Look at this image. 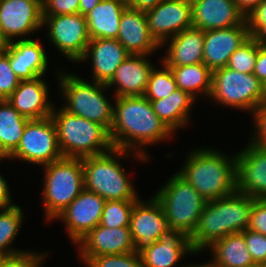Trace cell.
I'll return each mask as SVG.
<instances>
[{
    "mask_svg": "<svg viewBox=\"0 0 266 267\" xmlns=\"http://www.w3.org/2000/svg\"><path fill=\"white\" fill-rule=\"evenodd\" d=\"M109 133L114 148L146 158H151L144 151L146 145L161 143L173 134L145 96L115 97Z\"/></svg>",
    "mask_w": 266,
    "mask_h": 267,
    "instance_id": "6da1fadb",
    "label": "cell"
},
{
    "mask_svg": "<svg viewBox=\"0 0 266 267\" xmlns=\"http://www.w3.org/2000/svg\"><path fill=\"white\" fill-rule=\"evenodd\" d=\"M254 198L237 190L232 194L206 202L190 244L196 253L229 234L248 229Z\"/></svg>",
    "mask_w": 266,
    "mask_h": 267,
    "instance_id": "7a4b0ae2",
    "label": "cell"
},
{
    "mask_svg": "<svg viewBox=\"0 0 266 267\" xmlns=\"http://www.w3.org/2000/svg\"><path fill=\"white\" fill-rule=\"evenodd\" d=\"M177 173L198 191L206 202L228 196L236 188V155L198 148L188 153ZM228 157V158H227Z\"/></svg>",
    "mask_w": 266,
    "mask_h": 267,
    "instance_id": "3957f363",
    "label": "cell"
},
{
    "mask_svg": "<svg viewBox=\"0 0 266 267\" xmlns=\"http://www.w3.org/2000/svg\"><path fill=\"white\" fill-rule=\"evenodd\" d=\"M130 153L139 161L149 160L137 153L117 148L101 155L82 158L84 189L96 193L105 201H137L139 196L132 185L133 182L129 181L119 162V159L129 156Z\"/></svg>",
    "mask_w": 266,
    "mask_h": 267,
    "instance_id": "277c9868",
    "label": "cell"
},
{
    "mask_svg": "<svg viewBox=\"0 0 266 267\" xmlns=\"http://www.w3.org/2000/svg\"><path fill=\"white\" fill-rule=\"evenodd\" d=\"M63 157L84 158L112 150L109 131L102 125L68 113L63 108L51 113Z\"/></svg>",
    "mask_w": 266,
    "mask_h": 267,
    "instance_id": "5b68a950",
    "label": "cell"
},
{
    "mask_svg": "<svg viewBox=\"0 0 266 267\" xmlns=\"http://www.w3.org/2000/svg\"><path fill=\"white\" fill-rule=\"evenodd\" d=\"M59 89L66 103L62 107L68 113L96 122L110 131L113 120V104L104 91L106 84L88 81L76 74H57Z\"/></svg>",
    "mask_w": 266,
    "mask_h": 267,
    "instance_id": "8992f818",
    "label": "cell"
},
{
    "mask_svg": "<svg viewBox=\"0 0 266 267\" xmlns=\"http://www.w3.org/2000/svg\"><path fill=\"white\" fill-rule=\"evenodd\" d=\"M43 168L44 216L52 221L84 190L82 158L63 157Z\"/></svg>",
    "mask_w": 266,
    "mask_h": 267,
    "instance_id": "52a82bcc",
    "label": "cell"
},
{
    "mask_svg": "<svg viewBox=\"0 0 266 267\" xmlns=\"http://www.w3.org/2000/svg\"><path fill=\"white\" fill-rule=\"evenodd\" d=\"M154 196L164 210L168 228L190 238L206 205L201 194L175 173Z\"/></svg>",
    "mask_w": 266,
    "mask_h": 267,
    "instance_id": "ba28073f",
    "label": "cell"
},
{
    "mask_svg": "<svg viewBox=\"0 0 266 267\" xmlns=\"http://www.w3.org/2000/svg\"><path fill=\"white\" fill-rule=\"evenodd\" d=\"M263 83L254 74H243L229 67L212 71L209 98L221 106L247 110L254 114L261 104Z\"/></svg>",
    "mask_w": 266,
    "mask_h": 267,
    "instance_id": "9c48e42d",
    "label": "cell"
},
{
    "mask_svg": "<svg viewBox=\"0 0 266 267\" xmlns=\"http://www.w3.org/2000/svg\"><path fill=\"white\" fill-rule=\"evenodd\" d=\"M8 158L42 166L62 159L56 126L51 116L29 120L17 148Z\"/></svg>",
    "mask_w": 266,
    "mask_h": 267,
    "instance_id": "30bf717a",
    "label": "cell"
},
{
    "mask_svg": "<svg viewBox=\"0 0 266 267\" xmlns=\"http://www.w3.org/2000/svg\"><path fill=\"white\" fill-rule=\"evenodd\" d=\"M42 26L49 29V40L68 60L78 62L90 42L85 16L80 13L69 15L42 16Z\"/></svg>",
    "mask_w": 266,
    "mask_h": 267,
    "instance_id": "8fae6325",
    "label": "cell"
},
{
    "mask_svg": "<svg viewBox=\"0 0 266 267\" xmlns=\"http://www.w3.org/2000/svg\"><path fill=\"white\" fill-rule=\"evenodd\" d=\"M42 0H0V35L6 43L42 26Z\"/></svg>",
    "mask_w": 266,
    "mask_h": 267,
    "instance_id": "7c38bea8",
    "label": "cell"
},
{
    "mask_svg": "<svg viewBox=\"0 0 266 267\" xmlns=\"http://www.w3.org/2000/svg\"><path fill=\"white\" fill-rule=\"evenodd\" d=\"M150 35L161 46L169 38L192 25L191 0H163L145 11Z\"/></svg>",
    "mask_w": 266,
    "mask_h": 267,
    "instance_id": "4fadbf2b",
    "label": "cell"
},
{
    "mask_svg": "<svg viewBox=\"0 0 266 267\" xmlns=\"http://www.w3.org/2000/svg\"><path fill=\"white\" fill-rule=\"evenodd\" d=\"M236 188L254 199L266 198V146L250 139L237 153Z\"/></svg>",
    "mask_w": 266,
    "mask_h": 267,
    "instance_id": "5bb4252c",
    "label": "cell"
},
{
    "mask_svg": "<svg viewBox=\"0 0 266 267\" xmlns=\"http://www.w3.org/2000/svg\"><path fill=\"white\" fill-rule=\"evenodd\" d=\"M129 227L136 253L158 241L159 236L168 228V224L164 210L155 196L149 201L139 197L131 211Z\"/></svg>",
    "mask_w": 266,
    "mask_h": 267,
    "instance_id": "9a60e30c",
    "label": "cell"
},
{
    "mask_svg": "<svg viewBox=\"0 0 266 267\" xmlns=\"http://www.w3.org/2000/svg\"><path fill=\"white\" fill-rule=\"evenodd\" d=\"M104 203L101 196L84 189L55 219L65 223L70 239L77 244L99 225Z\"/></svg>",
    "mask_w": 266,
    "mask_h": 267,
    "instance_id": "2e32d148",
    "label": "cell"
},
{
    "mask_svg": "<svg viewBox=\"0 0 266 267\" xmlns=\"http://www.w3.org/2000/svg\"><path fill=\"white\" fill-rule=\"evenodd\" d=\"M250 38L246 21L204 32L203 63L211 70L226 67L231 54Z\"/></svg>",
    "mask_w": 266,
    "mask_h": 267,
    "instance_id": "e0dca14e",
    "label": "cell"
},
{
    "mask_svg": "<svg viewBox=\"0 0 266 267\" xmlns=\"http://www.w3.org/2000/svg\"><path fill=\"white\" fill-rule=\"evenodd\" d=\"M192 25L202 31L230 28L245 22L234 0H191Z\"/></svg>",
    "mask_w": 266,
    "mask_h": 267,
    "instance_id": "ac0fdd59",
    "label": "cell"
},
{
    "mask_svg": "<svg viewBox=\"0 0 266 267\" xmlns=\"http://www.w3.org/2000/svg\"><path fill=\"white\" fill-rule=\"evenodd\" d=\"M76 245L80 257L134 252L130 227L108 228L99 224Z\"/></svg>",
    "mask_w": 266,
    "mask_h": 267,
    "instance_id": "d6986e66",
    "label": "cell"
},
{
    "mask_svg": "<svg viewBox=\"0 0 266 267\" xmlns=\"http://www.w3.org/2000/svg\"><path fill=\"white\" fill-rule=\"evenodd\" d=\"M42 77L21 80L15 91L6 99L28 120L47 118L51 116L54 108L48 99V85Z\"/></svg>",
    "mask_w": 266,
    "mask_h": 267,
    "instance_id": "ffe728a7",
    "label": "cell"
},
{
    "mask_svg": "<svg viewBox=\"0 0 266 267\" xmlns=\"http://www.w3.org/2000/svg\"><path fill=\"white\" fill-rule=\"evenodd\" d=\"M148 55H129L117 68L108 88H115L114 97L144 96L149 76L155 65L151 64Z\"/></svg>",
    "mask_w": 266,
    "mask_h": 267,
    "instance_id": "44dd1931",
    "label": "cell"
},
{
    "mask_svg": "<svg viewBox=\"0 0 266 267\" xmlns=\"http://www.w3.org/2000/svg\"><path fill=\"white\" fill-rule=\"evenodd\" d=\"M188 253H195L189 237L167 228L150 247L140 252L143 267H174Z\"/></svg>",
    "mask_w": 266,
    "mask_h": 267,
    "instance_id": "7402d4cb",
    "label": "cell"
},
{
    "mask_svg": "<svg viewBox=\"0 0 266 267\" xmlns=\"http://www.w3.org/2000/svg\"><path fill=\"white\" fill-rule=\"evenodd\" d=\"M129 55L117 39H91L79 62L91 59L93 81L107 84Z\"/></svg>",
    "mask_w": 266,
    "mask_h": 267,
    "instance_id": "603a6c76",
    "label": "cell"
},
{
    "mask_svg": "<svg viewBox=\"0 0 266 267\" xmlns=\"http://www.w3.org/2000/svg\"><path fill=\"white\" fill-rule=\"evenodd\" d=\"M4 49L9 53L11 68L20 80L45 75L49 60L40 42L31 38H20L8 42Z\"/></svg>",
    "mask_w": 266,
    "mask_h": 267,
    "instance_id": "cb8c5ba5",
    "label": "cell"
},
{
    "mask_svg": "<svg viewBox=\"0 0 266 267\" xmlns=\"http://www.w3.org/2000/svg\"><path fill=\"white\" fill-rule=\"evenodd\" d=\"M117 40L130 55H149L161 46L150 35L144 11L127 7L120 18Z\"/></svg>",
    "mask_w": 266,
    "mask_h": 267,
    "instance_id": "d4e9b609",
    "label": "cell"
},
{
    "mask_svg": "<svg viewBox=\"0 0 266 267\" xmlns=\"http://www.w3.org/2000/svg\"><path fill=\"white\" fill-rule=\"evenodd\" d=\"M169 41V45L168 42ZM167 51L162 61L167 67H178L203 63L204 31L191 27L174 35L162 46Z\"/></svg>",
    "mask_w": 266,
    "mask_h": 267,
    "instance_id": "484cf974",
    "label": "cell"
},
{
    "mask_svg": "<svg viewBox=\"0 0 266 267\" xmlns=\"http://www.w3.org/2000/svg\"><path fill=\"white\" fill-rule=\"evenodd\" d=\"M126 8L124 0H101L85 15L90 39H117L120 18Z\"/></svg>",
    "mask_w": 266,
    "mask_h": 267,
    "instance_id": "4316f807",
    "label": "cell"
},
{
    "mask_svg": "<svg viewBox=\"0 0 266 267\" xmlns=\"http://www.w3.org/2000/svg\"><path fill=\"white\" fill-rule=\"evenodd\" d=\"M215 267H258L247 249L242 233L229 234L214 241L209 247Z\"/></svg>",
    "mask_w": 266,
    "mask_h": 267,
    "instance_id": "83f0119b",
    "label": "cell"
},
{
    "mask_svg": "<svg viewBox=\"0 0 266 267\" xmlns=\"http://www.w3.org/2000/svg\"><path fill=\"white\" fill-rule=\"evenodd\" d=\"M150 102L156 115L173 133L190 123L189 115L195 99L187 92L177 88L167 97Z\"/></svg>",
    "mask_w": 266,
    "mask_h": 267,
    "instance_id": "f1b7e54d",
    "label": "cell"
},
{
    "mask_svg": "<svg viewBox=\"0 0 266 267\" xmlns=\"http://www.w3.org/2000/svg\"><path fill=\"white\" fill-rule=\"evenodd\" d=\"M168 68L173 74L177 87L187 92L195 100L200 93L210 96L212 71L204 63Z\"/></svg>",
    "mask_w": 266,
    "mask_h": 267,
    "instance_id": "f546056e",
    "label": "cell"
},
{
    "mask_svg": "<svg viewBox=\"0 0 266 267\" xmlns=\"http://www.w3.org/2000/svg\"><path fill=\"white\" fill-rule=\"evenodd\" d=\"M28 121L6 99L0 100V148L7 156L17 148Z\"/></svg>",
    "mask_w": 266,
    "mask_h": 267,
    "instance_id": "4dcf8cb0",
    "label": "cell"
},
{
    "mask_svg": "<svg viewBox=\"0 0 266 267\" xmlns=\"http://www.w3.org/2000/svg\"><path fill=\"white\" fill-rule=\"evenodd\" d=\"M23 211L19 205L0 208V257L14 255L21 251L10 247L21 228ZM10 247V248H9Z\"/></svg>",
    "mask_w": 266,
    "mask_h": 267,
    "instance_id": "1f68e13d",
    "label": "cell"
},
{
    "mask_svg": "<svg viewBox=\"0 0 266 267\" xmlns=\"http://www.w3.org/2000/svg\"><path fill=\"white\" fill-rule=\"evenodd\" d=\"M161 63V70L154 67L149 76L144 94L148 100L163 99L178 88L170 68Z\"/></svg>",
    "mask_w": 266,
    "mask_h": 267,
    "instance_id": "d6a6232c",
    "label": "cell"
},
{
    "mask_svg": "<svg viewBox=\"0 0 266 267\" xmlns=\"http://www.w3.org/2000/svg\"><path fill=\"white\" fill-rule=\"evenodd\" d=\"M136 201H105L100 225L108 228L130 226V215Z\"/></svg>",
    "mask_w": 266,
    "mask_h": 267,
    "instance_id": "836d02e7",
    "label": "cell"
},
{
    "mask_svg": "<svg viewBox=\"0 0 266 267\" xmlns=\"http://www.w3.org/2000/svg\"><path fill=\"white\" fill-rule=\"evenodd\" d=\"M259 49V41L249 38L230 56L227 67L243 74H253Z\"/></svg>",
    "mask_w": 266,
    "mask_h": 267,
    "instance_id": "e575fe53",
    "label": "cell"
},
{
    "mask_svg": "<svg viewBox=\"0 0 266 267\" xmlns=\"http://www.w3.org/2000/svg\"><path fill=\"white\" fill-rule=\"evenodd\" d=\"M87 267H143L140 253L80 257Z\"/></svg>",
    "mask_w": 266,
    "mask_h": 267,
    "instance_id": "d590c367",
    "label": "cell"
},
{
    "mask_svg": "<svg viewBox=\"0 0 266 267\" xmlns=\"http://www.w3.org/2000/svg\"><path fill=\"white\" fill-rule=\"evenodd\" d=\"M20 79L14 73L9 62V53L0 51V100L7 99L18 87Z\"/></svg>",
    "mask_w": 266,
    "mask_h": 267,
    "instance_id": "8d00e7d4",
    "label": "cell"
},
{
    "mask_svg": "<svg viewBox=\"0 0 266 267\" xmlns=\"http://www.w3.org/2000/svg\"><path fill=\"white\" fill-rule=\"evenodd\" d=\"M249 36L257 41L266 42V0L245 16Z\"/></svg>",
    "mask_w": 266,
    "mask_h": 267,
    "instance_id": "74e56055",
    "label": "cell"
},
{
    "mask_svg": "<svg viewBox=\"0 0 266 267\" xmlns=\"http://www.w3.org/2000/svg\"><path fill=\"white\" fill-rule=\"evenodd\" d=\"M244 235L247 249L254 263L259 266L266 263V236L249 229L241 232Z\"/></svg>",
    "mask_w": 266,
    "mask_h": 267,
    "instance_id": "f35d334b",
    "label": "cell"
},
{
    "mask_svg": "<svg viewBox=\"0 0 266 267\" xmlns=\"http://www.w3.org/2000/svg\"><path fill=\"white\" fill-rule=\"evenodd\" d=\"M33 251H23L10 256L0 257V267H41L43 254Z\"/></svg>",
    "mask_w": 266,
    "mask_h": 267,
    "instance_id": "ab89813d",
    "label": "cell"
},
{
    "mask_svg": "<svg viewBox=\"0 0 266 267\" xmlns=\"http://www.w3.org/2000/svg\"><path fill=\"white\" fill-rule=\"evenodd\" d=\"M80 0H42V16L79 13Z\"/></svg>",
    "mask_w": 266,
    "mask_h": 267,
    "instance_id": "60d3db41",
    "label": "cell"
},
{
    "mask_svg": "<svg viewBox=\"0 0 266 267\" xmlns=\"http://www.w3.org/2000/svg\"><path fill=\"white\" fill-rule=\"evenodd\" d=\"M248 229L266 236V198L254 199Z\"/></svg>",
    "mask_w": 266,
    "mask_h": 267,
    "instance_id": "b9f144b4",
    "label": "cell"
},
{
    "mask_svg": "<svg viewBox=\"0 0 266 267\" xmlns=\"http://www.w3.org/2000/svg\"><path fill=\"white\" fill-rule=\"evenodd\" d=\"M253 117L255 131L252 141L266 146V103H261L255 110Z\"/></svg>",
    "mask_w": 266,
    "mask_h": 267,
    "instance_id": "7bdbcfd3",
    "label": "cell"
},
{
    "mask_svg": "<svg viewBox=\"0 0 266 267\" xmlns=\"http://www.w3.org/2000/svg\"><path fill=\"white\" fill-rule=\"evenodd\" d=\"M253 74L263 84L266 82V42L259 41V49Z\"/></svg>",
    "mask_w": 266,
    "mask_h": 267,
    "instance_id": "ee69618b",
    "label": "cell"
},
{
    "mask_svg": "<svg viewBox=\"0 0 266 267\" xmlns=\"http://www.w3.org/2000/svg\"><path fill=\"white\" fill-rule=\"evenodd\" d=\"M124 1L127 7L145 12L155 8L163 0H124Z\"/></svg>",
    "mask_w": 266,
    "mask_h": 267,
    "instance_id": "f6af8a7d",
    "label": "cell"
},
{
    "mask_svg": "<svg viewBox=\"0 0 266 267\" xmlns=\"http://www.w3.org/2000/svg\"><path fill=\"white\" fill-rule=\"evenodd\" d=\"M8 182L0 175V208H8L15 206L11 201Z\"/></svg>",
    "mask_w": 266,
    "mask_h": 267,
    "instance_id": "bcb514c9",
    "label": "cell"
},
{
    "mask_svg": "<svg viewBox=\"0 0 266 267\" xmlns=\"http://www.w3.org/2000/svg\"><path fill=\"white\" fill-rule=\"evenodd\" d=\"M238 9L247 16L253 9H255L263 0H234Z\"/></svg>",
    "mask_w": 266,
    "mask_h": 267,
    "instance_id": "7dc6e473",
    "label": "cell"
},
{
    "mask_svg": "<svg viewBox=\"0 0 266 267\" xmlns=\"http://www.w3.org/2000/svg\"><path fill=\"white\" fill-rule=\"evenodd\" d=\"M101 0H80L79 13L83 16L88 14Z\"/></svg>",
    "mask_w": 266,
    "mask_h": 267,
    "instance_id": "c3c4849f",
    "label": "cell"
},
{
    "mask_svg": "<svg viewBox=\"0 0 266 267\" xmlns=\"http://www.w3.org/2000/svg\"><path fill=\"white\" fill-rule=\"evenodd\" d=\"M182 267H215L214 265H212L209 261L207 262V264L206 263H204V264H194V265H191V264H189V265H187V266H182Z\"/></svg>",
    "mask_w": 266,
    "mask_h": 267,
    "instance_id": "681fc988",
    "label": "cell"
},
{
    "mask_svg": "<svg viewBox=\"0 0 266 267\" xmlns=\"http://www.w3.org/2000/svg\"><path fill=\"white\" fill-rule=\"evenodd\" d=\"M261 103H266V82L263 84V94L261 98Z\"/></svg>",
    "mask_w": 266,
    "mask_h": 267,
    "instance_id": "f907efd6",
    "label": "cell"
},
{
    "mask_svg": "<svg viewBox=\"0 0 266 267\" xmlns=\"http://www.w3.org/2000/svg\"><path fill=\"white\" fill-rule=\"evenodd\" d=\"M6 42L5 40L1 37L0 35V51H2L6 47Z\"/></svg>",
    "mask_w": 266,
    "mask_h": 267,
    "instance_id": "816d5d0a",
    "label": "cell"
},
{
    "mask_svg": "<svg viewBox=\"0 0 266 267\" xmlns=\"http://www.w3.org/2000/svg\"><path fill=\"white\" fill-rule=\"evenodd\" d=\"M3 159H9L8 156L3 152V150L0 148V160Z\"/></svg>",
    "mask_w": 266,
    "mask_h": 267,
    "instance_id": "f5cc1de1",
    "label": "cell"
},
{
    "mask_svg": "<svg viewBox=\"0 0 266 267\" xmlns=\"http://www.w3.org/2000/svg\"><path fill=\"white\" fill-rule=\"evenodd\" d=\"M258 267H266V263L262 264V265H259Z\"/></svg>",
    "mask_w": 266,
    "mask_h": 267,
    "instance_id": "db71d44e",
    "label": "cell"
}]
</instances>
